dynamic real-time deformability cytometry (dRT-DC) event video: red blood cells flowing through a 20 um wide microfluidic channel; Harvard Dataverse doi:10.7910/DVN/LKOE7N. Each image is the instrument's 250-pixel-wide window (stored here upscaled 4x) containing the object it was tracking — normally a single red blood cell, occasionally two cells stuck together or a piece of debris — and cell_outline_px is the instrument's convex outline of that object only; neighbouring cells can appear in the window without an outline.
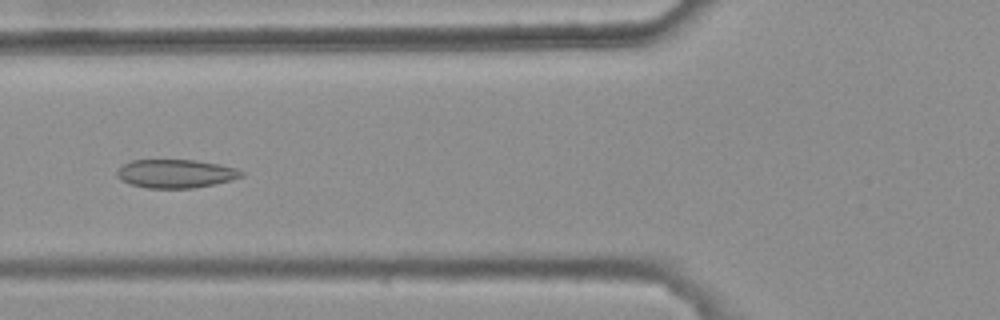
{"species": "common noctule bat (a hibernating species)", "species_latin": "Nyctalus noctula", "temperature_condition": "warm", "stored_images_in_passage": 39, "camera_frame_rate_fps": 3000, "um_per_image_px": 0.085, "animal": {"sex": "female", "body_mass_g": 25.1}, "frame": {"image": 1, "passage_image": 14, "time_ms": 4.333, "image_size_px": [1000, 320], "cell_outline_px": [[244, 176], [232, 180], [216, 184], [192, 188], [148, 188], [132, 184], [120, 180], [116, 176], [116, 172], [124, 164], [132, 160], [196, 160], [236, 168], [244, 172]], "centroid_in_image_um": [14.95, 14.76], "position_along_channel_um": 110.9, "area_um2": 20.63}}
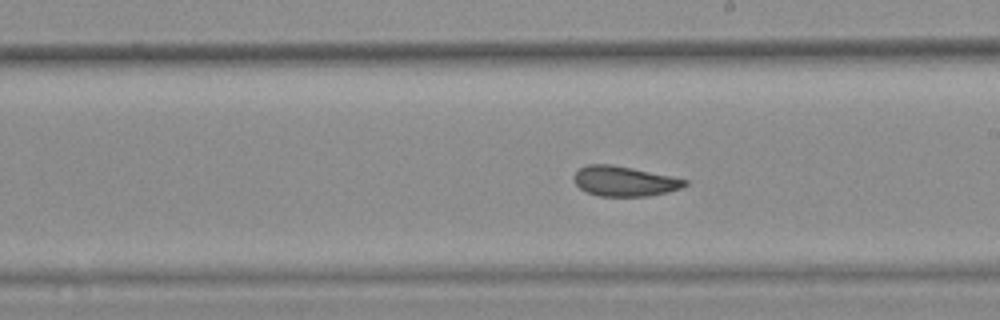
{"frame": {"image": 2, "passage_image": 24, "time_ms": 7.667, "image_size_px": [1000, 320], "cell_outline_px": [[688, 184], [680, 188], [668, 192], [648, 196], [596, 196], [584, 192], [576, 184], [572, 176], [580, 168], [588, 164], [612, 164], [632, 168], [688, 180]], "centroid_in_image_um": [53.03, 15.41], "position_along_channel_um": 236.0, "area_um2": 19.42}}
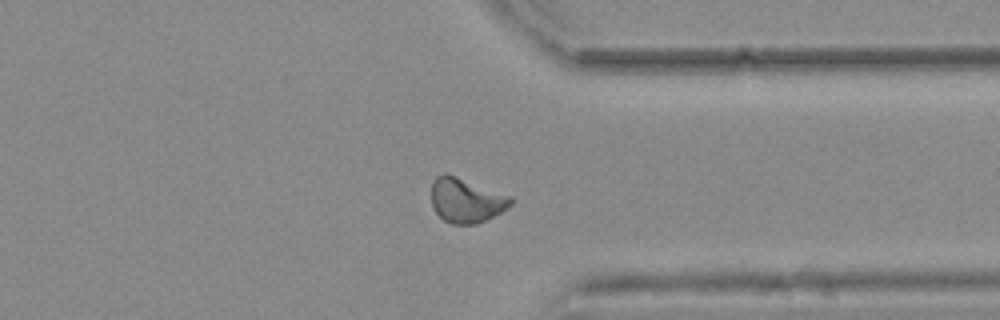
{"frame": {"image": 3, "passage_image": 35, "time_ms": 11.333, "image_size_px": [1000, 320], "cell_outline_px": [[512, 204], [508, 208], [476, 224], [452, 224], [444, 220], [432, 208], [432, 180], [436, 176], [444, 172], [448, 172], [512, 196]], "centroid_in_image_um": [39.61, 16.99], "position_along_channel_um": 371.8, "area_um2": 20.87}, "authors_computed_cell_mechanics": {"area_um2": 20.3456, "velocity_mm_per_s": 3.7588, "shape_relaxation_time_tau1_ms": null, "shape_relaxation_time_tau2_ms": 1.9879, "deformation_change_tau1": null, "deformation_change_tau2": 0.0734}}